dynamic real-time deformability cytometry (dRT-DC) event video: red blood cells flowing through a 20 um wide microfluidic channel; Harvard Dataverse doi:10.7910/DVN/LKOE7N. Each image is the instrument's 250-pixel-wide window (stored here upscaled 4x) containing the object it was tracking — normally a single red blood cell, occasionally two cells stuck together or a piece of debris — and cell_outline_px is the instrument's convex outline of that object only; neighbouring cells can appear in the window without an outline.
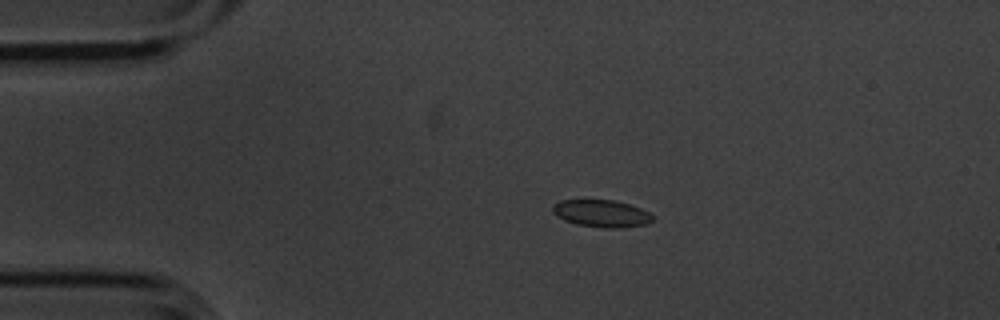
{"species": "common noctule bat (a hibernating species)", "species_latin": "Nyctalus noctula", "temperature_condition": "cold", "stored_images_in_passage": 5, "camera_frame_rate_fps": 3000, "um_per_image_px": 0.085, "animal": {"sex": "male", "body_mass_g": 20.1, "forearm_length_mm": 53.5}, "frame": {"image": 1, "passage_image": 3, "time_ms": 0.667, "image_size_px": [1000, 320], "cell_outline_px": [[652, 220], [648, 224], [616, 228], [604, 228], [576, 224], [564, 220], [552, 212], [552, 204], [560, 200], [612, 200], [628, 204], [640, 208], [648, 212], [652, 216]], "centroid_in_image_um": [51.09, 18.14], "position_along_channel_um": 33.9, "area_um2": 15.78}}